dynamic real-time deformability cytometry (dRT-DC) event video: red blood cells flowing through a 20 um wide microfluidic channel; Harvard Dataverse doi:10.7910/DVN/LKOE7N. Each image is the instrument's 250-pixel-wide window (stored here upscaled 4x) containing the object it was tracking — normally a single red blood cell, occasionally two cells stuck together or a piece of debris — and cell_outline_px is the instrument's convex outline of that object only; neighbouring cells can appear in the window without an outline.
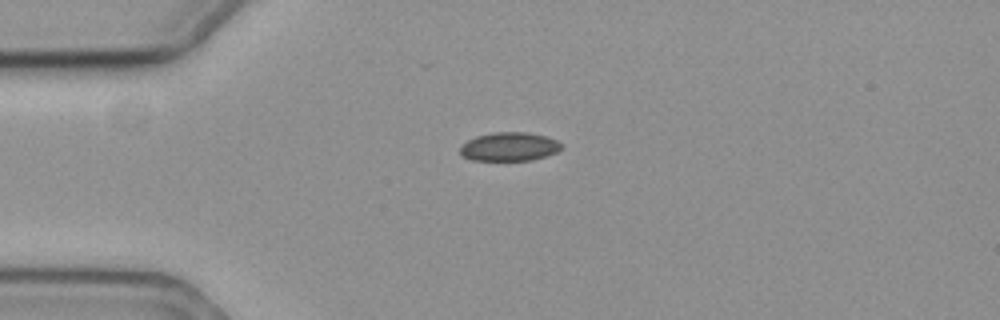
{"species": "common noctule bat (a hibernating species)", "species_latin": "Nyctalus noctula", "temperature_condition": "cold", "stored_images_in_passage": 45, "camera_frame_rate_fps": 3000, "um_per_image_px": 0.085, "animal": {"sex": "female", "body_mass_g": 19.3, "forearm_length_mm": 54.1}, "frame": {"image": 1, "passage_image": 1, "time_ms": 0.0, "image_size_px": [1000, 320], "cell_outline_px": [[564, 148], [556, 152], [532, 160], [472, 160], [460, 156], [460, 148], [468, 140], [476, 136], [492, 132], [528, 132], [548, 136], [564, 144]], "centroid_in_image_um": [43.32, 12.46], "position_along_channel_um": 41.7, "area_um2": 17.11}}
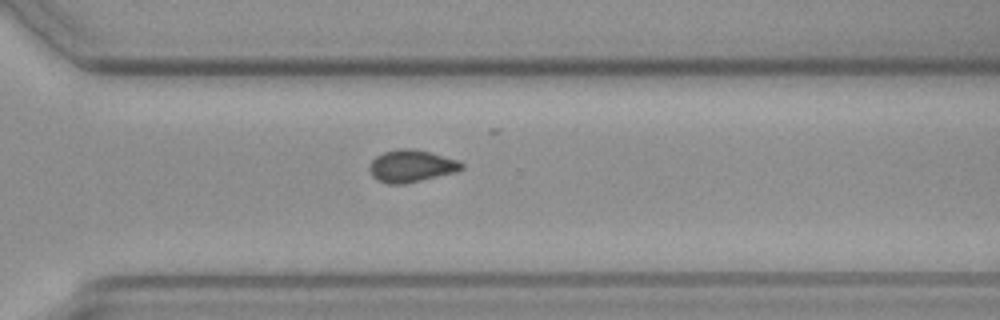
{"frame": {"image": 2, "passage_image": 28, "time_ms": 9.0, "image_size_px": [1000, 320], "cell_outline_px": [[464, 168], [456, 172], [404, 184], [388, 184], [376, 180], [372, 176], [368, 168], [372, 160], [376, 156], [384, 152], [400, 148], [412, 148], [428, 152], [456, 160], [464, 164]], "centroid_in_image_um": [34.93, 14.12], "position_along_channel_um": 335.7, "area_um2": 17.22}}
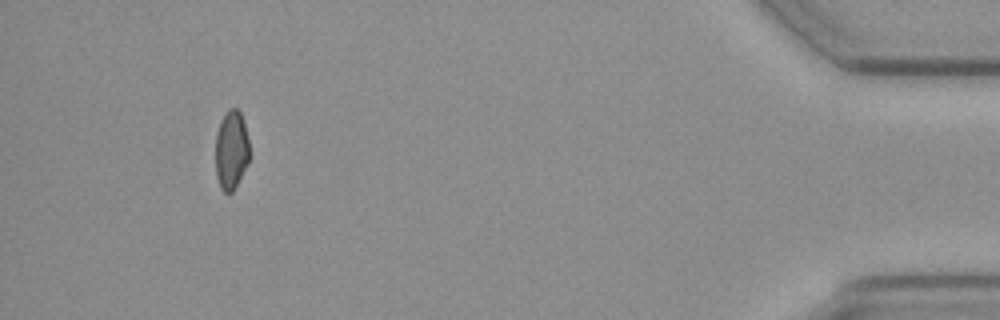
{"frame": {"image": 3, "passage_image": 41, "time_ms": 13.333, "image_size_px": [1000, 320], "cell_outline_px": [[248, 164], [232, 192], [224, 192], [220, 188], [216, 176], [216, 132], [220, 120], [228, 108], [236, 108], [240, 112], [244, 120], [248, 140]], "centroid_in_image_um": [19.65, 12.72], "position_along_channel_um": 415.6, "area_um2": 15.66}, "authors_computed_cell_mechanics": {"area_um2": 16.8776, "velocity_mm_per_s": 3.545, "shape_relaxation_time_tau1_ms": null, "shape_relaxation_time_tau2_ms": 3.7955, "deformation_change_tau1": null, "deformation_change_tau2": 0.0504}}